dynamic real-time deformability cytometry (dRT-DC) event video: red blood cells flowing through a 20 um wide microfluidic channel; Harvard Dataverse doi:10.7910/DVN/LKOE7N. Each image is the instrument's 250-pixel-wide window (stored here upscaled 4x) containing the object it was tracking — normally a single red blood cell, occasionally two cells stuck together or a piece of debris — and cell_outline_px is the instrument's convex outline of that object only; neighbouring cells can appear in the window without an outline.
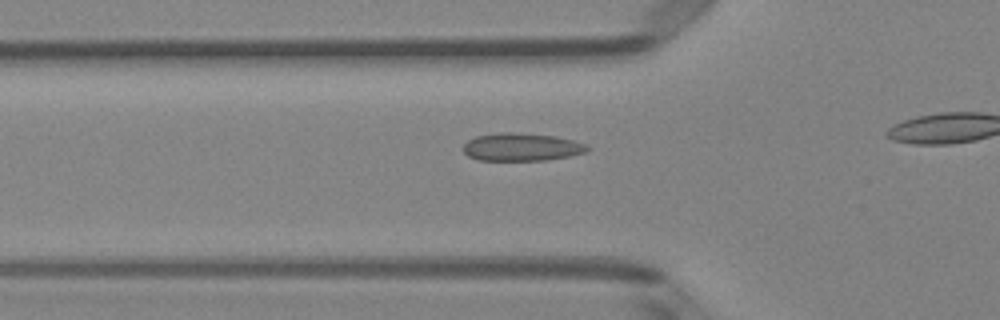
{"species": "Egyptian fruit bat (a non-hibernating species)", "species_latin": "Rousettus aegyptiacus", "temperature_condition": "room temperature", "stored_images_in_passage": 19, "camera_frame_rate_fps": 3000, "um_per_image_px": 0.085, "animal": {"sex": "female"}, "frame": {"image": 1, "passage_image": 11, "time_ms": 3.333, "image_size_px": [1000, 320], "cell_outline_px": [[592, 148], [584, 152], [568, 156], [548, 160], [480, 160], [468, 156], [464, 152], [464, 144], [468, 140], [476, 136], [500, 132], [512, 132], [556, 136], [588, 144]], "centroid_in_image_um": [44.35, 12.49], "position_along_channel_um": 81.4, "area_um2": 20.11}}
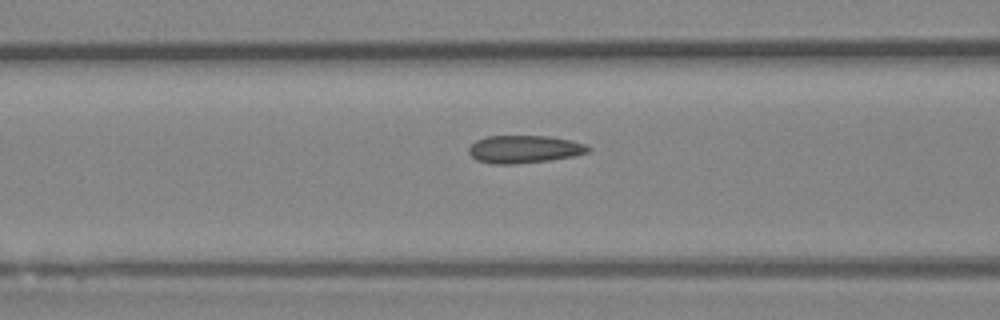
{"frame": {"image": 2, "passage_image": 14, "time_ms": 4.333, "image_size_px": [1000, 320], "cell_outline_px": [[592, 148], [588, 152], [572, 156], [548, 160], [516, 164], [492, 164], [476, 160], [468, 152], [468, 148], [476, 140], [488, 136], [548, 136], [572, 140], [584, 144]], "centroid_in_image_um": [44.54, 12.68], "position_along_channel_um": 122.1, "area_um2": 19.25}}